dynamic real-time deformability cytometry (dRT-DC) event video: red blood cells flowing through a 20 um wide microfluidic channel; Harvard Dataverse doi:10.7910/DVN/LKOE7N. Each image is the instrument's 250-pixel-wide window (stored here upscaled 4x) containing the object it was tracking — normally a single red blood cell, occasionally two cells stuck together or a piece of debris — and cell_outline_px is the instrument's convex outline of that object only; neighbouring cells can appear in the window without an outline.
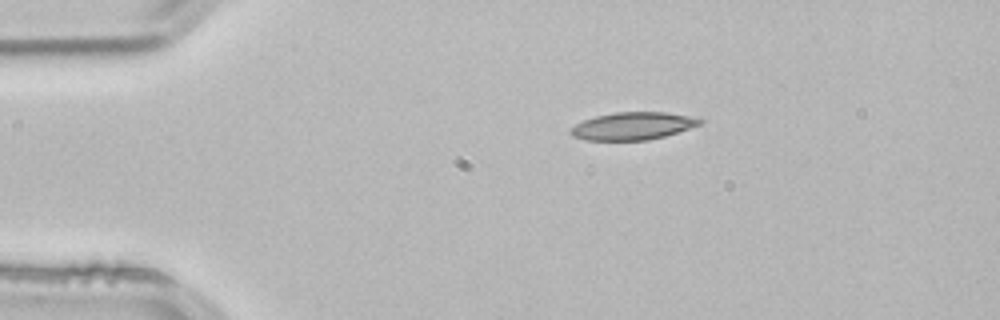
{"species": "common noctule bat (a hibernating species)", "species_latin": "Nyctalus noctula", "temperature_condition": "room temperature", "stored_images_in_passage": 44, "camera_frame_rate_fps": 3000, "um_per_image_px": 0.085, "animal": {"sex": "male", "body_mass_g": 21.5, "forearm_length_mm": 52.0}, "frame": {"image": 1, "passage_image": 1, "time_ms": 0.0, "image_size_px": [1000, 320], "cell_outline_px": [[704, 120], [700, 124], [664, 136], [648, 140], [584, 140], [572, 136], [568, 132], [576, 124], [584, 120], [596, 116], [616, 112], [664, 112], [688, 116]], "centroid_in_image_um": [53.73, 10.71], "position_along_channel_um": 31.3, "area_um2": 20.46}}
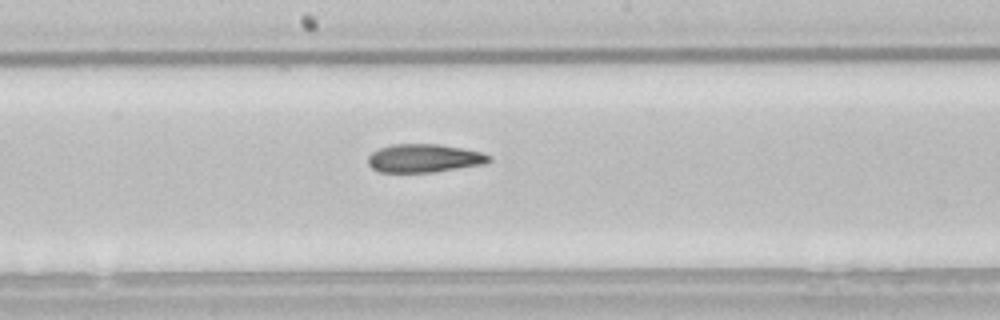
{"frame": {"image": 2, "passage_image": 19, "time_ms": 6.0, "image_size_px": [1000, 320], "cell_outline_px": [[492, 160], [484, 164], [432, 172], [380, 172], [372, 168], [368, 164], [368, 156], [372, 152], [380, 148], [392, 144], [440, 144], [464, 148], [484, 152], [492, 156]], "centroid_in_image_um": [36.09, 13.44], "position_along_channel_um": 212.1, "area_um2": 20.11}}
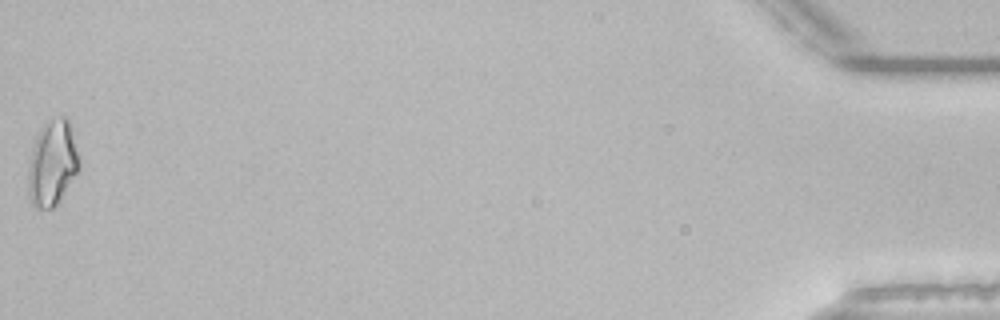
{"frame": {"image": 3, "passage_image": 44, "time_ms": 14.333, "image_size_px": [1000, 320], "cell_outline_px": [[80, 168], [56, 204], [52, 208], [36, 208], [32, 204], [28, 192], [28, 168], [32, 148], [36, 136], [40, 128], [44, 124], [60, 116], [68, 116], [80, 160]], "centroid_in_image_um": [4.45, 13.85], "position_along_channel_um": 430.8, "area_um2": 25.26}, "authors_computed_cell_mechanics": {"area_um2": 20.4901, "velocity_mm_per_s": 3.8309, "shape_relaxation_time_tau1_ms": null, "shape_relaxation_time_tau2_ms": 6.0938, "deformation_change_tau1": null, "deformation_change_tau2": 0.1642}}